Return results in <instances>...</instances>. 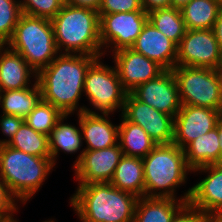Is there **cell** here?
<instances>
[{"instance_id": "obj_1", "label": "cell", "mask_w": 222, "mask_h": 222, "mask_svg": "<svg viewBox=\"0 0 222 222\" xmlns=\"http://www.w3.org/2000/svg\"><path fill=\"white\" fill-rule=\"evenodd\" d=\"M99 57L103 56L59 53L47 67L37 73L42 100L52 104L63 115L85 111L84 105L79 106L85 75L89 66Z\"/></svg>"}, {"instance_id": "obj_2", "label": "cell", "mask_w": 222, "mask_h": 222, "mask_svg": "<svg viewBox=\"0 0 222 222\" xmlns=\"http://www.w3.org/2000/svg\"><path fill=\"white\" fill-rule=\"evenodd\" d=\"M70 198L80 222H134L138 197L110 182L78 184Z\"/></svg>"}, {"instance_id": "obj_3", "label": "cell", "mask_w": 222, "mask_h": 222, "mask_svg": "<svg viewBox=\"0 0 222 222\" xmlns=\"http://www.w3.org/2000/svg\"><path fill=\"white\" fill-rule=\"evenodd\" d=\"M145 196L189 201L191 188L177 198L176 188L187 182L192 170L184 150L176 144H158L143 158ZM159 191V192H158Z\"/></svg>"}, {"instance_id": "obj_4", "label": "cell", "mask_w": 222, "mask_h": 222, "mask_svg": "<svg viewBox=\"0 0 222 222\" xmlns=\"http://www.w3.org/2000/svg\"><path fill=\"white\" fill-rule=\"evenodd\" d=\"M51 22L59 53L103 56L97 11L65 3Z\"/></svg>"}, {"instance_id": "obj_5", "label": "cell", "mask_w": 222, "mask_h": 222, "mask_svg": "<svg viewBox=\"0 0 222 222\" xmlns=\"http://www.w3.org/2000/svg\"><path fill=\"white\" fill-rule=\"evenodd\" d=\"M54 167L51 157L33 156L8 145L0 146V178L24 205L42 188Z\"/></svg>"}, {"instance_id": "obj_6", "label": "cell", "mask_w": 222, "mask_h": 222, "mask_svg": "<svg viewBox=\"0 0 222 222\" xmlns=\"http://www.w3.org/2000/svg\"><path fill=\"white\" fill-rule=\"evenodd\" d=\"M6 45L19 53L36 73L59 55L51 19L23 13Z\"/></svg>"}, {"instance_id": "obj_7", "label": "cell", "mask_w": 222, "mask_h": 222, "mask_svg": "<svg viewBox=\"0 0 222 222\" xmlns=\"http://www.w3.org/2000/svg\"><path fill=\"white\" fill-rule=\"evenodd\" d=\"M181 105L207 107L222 111L220 69L176 65L172 69Z\"/></svg>"}, {"instance_id": "obj_8", "label": "cell", "mask_w": 222, "mask_h": 222, "mask_svg": "<svg viewBox=\"0 0 222 222\" xmlns=\"http://www.w3.org/2000/svg\"><path fill=\"white\" fill-rule=\"evenodd\" d=\"M101 59L97 58L85 75L83 94L95 109L86 107L85 112L110 115L118 109L122 112L128 92L123 88L115 66L106 65Z\"/></svg>"}, {"instance_id": "obj_9", "label": "cell", "mask_w": 222, "mask_h": 222, "mask_svg": "<svg viewBox=\"0 0 222 222\" xmlns=\"http://www.w3.org/2000/svg\"><path fill=\"white\" fill-rule=\"evenodd\" d=\"M99 17L100 41L104 56L106 52L113 53L130 48L148 21V13L145 11L99 14ZM107 48L111 51H107Z\"/></svg>"}, {"instance_id": "obj_10", "label": "cell", "mask_w": 222, "mask_h": 222, "mask_svg": "<svg viewBox=\"0 0 222 222\" xmlns=\"http://www.w3.org/2000/svg\"><path fill=\"white\" fill-rule=\"evenodd\" d=\"M176 65L220 69L222 53L212 29H187L177 46Z\"/></svg>"}, {"instance_id": "obj_11", "label": "cell", "mask_w": 222, "mask_h": 222, "mask_svg": "<svg viewBox=\"0 0 222 222\" xmlns=\"http://www.w3.org/2000/svg\"><path fill=\"white\" fill-rule=\"evenodd\" d=\"M121 113L127 121L142 127L157 145L172 143L175 120L173 116L137 100L131 93L127 94Z\"/></svg>"}, {"instance_id": "obj_12", "label": "cell", "mask_w": 222, "mask_h": 222, "mask_svg": "<svg viewBox=\"0 0 222 222\" xmlns=\"http://www.w3.org/2000/svg\"><path fill=\"white\" fill-rule=\"evenodd\" d=\"M123 151L119 143L99 150H82L73 163L78 184L110 182Z\"/></svg>"}, {"instance_id": "obj_13", "label": "cell", "mask_w": 222, "mask_h": 222, "mask_svg": "<svg viewBox=\"0 0 222 222\" xmlns=\"http://www.w3.org/2000/svg\"><path fill=\"white\" fill-rule=\"evenodd\" d=\"M130 93L137 100L174 118L181 107L178 85L172 70H165L157 78L142 83Z\"/></svg>"}, {"instance_id": "obj_14", "label": "cell", "mask_w": 222, "mask_h": 222, "mask_svg": "<svg viewBox=\"0 0 222 222\" xmlns=\"http://www.w3.org/2000/svg\"><path fill=\"white\" fill-rule=\"evenodd\" d=\"M221 112L207 107L181 105L174 120L172 143L184 149L191 141L215 128Z\"/></svg>"}, {"instance_id": "obj_15", "label": "cell", "mask_w": 222, "mask_h": 222, "mask_svg": "<svg viewBox=\"0 0 222 222\" xmlns=\"http://www.w3.org/2000/svg\"><path fill=\"white\" fill-rule=\"evenodd\" d=\"M114 66L123 88L132 92L144 82L157 78L165 69L131 48H123L112 54Z\"/></svg>"}, {"instance_id": "obj_16", "label": "cell", "mask_w": 222, "mask_h": 222, "mask_svg": "<svg viewBox=\"0 0 222 222\" xmlns=\"http://www.w3.org/2000/svg\"><path fill=\"white\" fill-rule=\"evenodd\" d=\"M192 172L207 173V176L191 187L188 204L205 215H222V162Z\"/></svg>"}, {"instance_id": "obj_17", "label": "cell", "mask_w": 222, "mask_h": 222, "mask_svg": "<svg viewBox=\"0 0 222 222\" xmlns=\"http://www.w3.org/2000/svg\"><path fill=\"white\" fill-rule=\"evenodd\" d=\"M130 48L157 62L165 70H172L176 66L177 45L150 21L146 22Z\"/></svg>"}, {"instance_id": "obj_18", "label": "cell", "mask_w": 222, "mask_h": 222, "mask_svg": "<svg viewBox=\"0 0 222 222\" xmlns=\"http://www.w3.org/2000/svg\"><path fill=\"white\" fill-rule=\"evenodd\" d=\"M109 114L79 113L82 138L86 143L83 150H99L118 144V127L113 124Z\"/></svg>"}, {"instance_id": "obj_19", "label": "cell", "mask_w": 222, "mask_h": 222, "mask_svg": "<svg viewBox=\"0 0 222 222\" xmlns=\"http://www.w3.org/2000/svg\"><path fill=\"white\" fill-rule=\"evenodd\" d=\"M31 78L36 80L37 73L25 59L6 44L0 45V91L27 88L33 84Z\"/></svg>"}, {"instance_id": "obj_20", "label": "cell", "mask_w": 222, "mask_h": 222, "mask_svg": "<svg viewBox=\"0 0 222 222\" xmlns=\"http://www.w3.org/2000/svg\"><path fill=\"white\" fill-rule=\"evenodd\" d=\"M187 203L185 200L143 196L137 199L134 222H171Z\"/></svg>"}, {"instance_id": "obj_21", "label": "cell", "mask_w": 222, "mask_h": 222, "mask_svg": "<svg viewBox=\"0 0 222 222\" xmlns=\"http://www.w3.org/2000/svg\"><path fill=\"white\" fill-rule=\"evenodd\" d=\"M220 139L217 128L191 141L183 150L187 166L194 170L206 165L221 163Z\"/></svg>"}, {"instance_id": "obj_22", "label": "cell", "mask_w": 222, "mask_h": 222, "mask_svg": "<svg viewBox=\"0 0 222 222\" xmlns=\"http://www.w3.org/2000/svg\"><path fill=\"white\" fill-rule=\"evenodd\" d=\"M110 183L138 198L145 196L143 159L123 155Z\"/></svg>"}, {"instance_id": "obj_23", "label": "cell", "mask_w": 222, "mask_h": 222, "mask_svg": "<svg viewBox=\"0 0 222 222\" xmlns=\"http://www.w3.org/2000/svg\"><path fill=\"white\" fill-rule=\"evenodd\" d=\"M23 89L0 91V108L2 114H10L23 119L42 100V93L37 80Z\"/></svg>"}, {"instance_id": "obj_24", "label": "cell", "mask_w": 222, "mask_h": 222, "mask_svg": "<svg viewBox=\"0 0 222 222\" xmlns=\"http://www.w3.org/2000/svg\"><path fill=\"white\" fill-rule=\"evenodd\" d=\"M70 115H63L56 123L55 128L51 131L49 135V149L51 153V161L56 165V160L59 152L74 154L78 152L82 146V130L79 124V114L78 125L79 128L71 125L70 123H64Z\"/></svg>"}, {"instance_id": "obj_25", "label": "cell", "mask_w": 222, "mask_h": 222, "mask_svg": "<svg viewBox=\"0 0 222 222\" xmlns=\"http://www.w3.org/2000/svg\"><path fill=\"white\" fill-rule=\"evenodd\" d=\"M118 127V143L124 155L144 158L157 145L146 131L122 115Z\"/></svg>"}, {"instance_id": "obj_26", "label": "cell", "mask_w": 222, "mask_h": 222, "mask_svg": "<svg viewBox=\"0 0 222 222\" xmlns=\"http://www.w3.org/2000/svg\"><path fill=\"white\" fill-rule=\"evenodd\" d=\"M180 10L187 29H213L222 4L217 0H191Z\"/></svg>"}, {"instance_id": "obj_27", "label": "cell", "mask_w": 222, "mask_h": 222, "mask_svg": "<svg viewBox=\"0 0 222 222\" xmlns=\"http://www.w3.org/2000/svg\"><path fill=\"white\" fill-rule=\"evenodd\" d=\"M148 21L177 46L187 31L181 10L173 7L150 11Z\"/></svg>"}, {"instance_id": "obj_28", "label": "cell", "mask_w": 222, "mask_h": 222, "mask_svg": "<svg viewBox=\"0 0 222 222\" xmlns=\"http://www.w3.org/2000/svg\"><path fill=\"white\" fill-rule=\"evenodd\" d=\"M7 145L33 156L51 157L49 136L35 131L26 122L21 125Z\"/></svg>"}, {"instance_id": "obj_29", "label": "cell", "mask_w": 222, "mask_h": 222, "mask_svg": "<svg viewBox=\"0 0 222 222\" xmlns=\"http://www.w3.org/2000/svg\"><path fill=\"white\" fill-rule=\"evenodd\" d=\"M63 114L52 104L41 100L26 116L25 122L35 131L50 135Z\"/></svg>"}, {"instance_id": "obj_30", "label": "cell", "mask_w": 222, "mask_h": 222, "mask_svg": "<svg viewBox=\"0 0 222 222\" xmlns=\"http://www.w3.org/2000/svg\"><path fill=\"white\" fill-rule=\"evenodd\" d=\"M21 14L19 0H0V45L11 39Z\"/></svg>"}, {"instance_id": "obj_31", "label": "cell", "mask_w": 222, "mask_h": 222, "mask_svg": "<svg viewBox=\"0 0 222 222\" xmlns=\"http://www.w3.org/2000/svg\"><path fill=\"white\" fill-rule=\"evenodd\" d=\"M23 14L52 19L61 10L66 0H19Z\"/></svg>"}, {"instance_id": "obj_32", "label": "cell", "mask_w": 222, "mask_h": 222, "mask_svg": "<svg viewBox=\"0 0 222 222\" xmlns=\"http://www.w3.org/2000/svg\"><path fill=\"white\" fill-rule=\"evenodd\" d=\"M144 11L141 0H102L99 14Z\"/></svg>"}, {"instance_id": "obj_33", "label": "cell", "mask_w": 222, "mask_h": 222, "mask_svg": "<svg viewBox=\"0 0 222 222\" xmlns=\"http://www.w3.org/2000/svg\"><path fill=\"white\" fill-rule=\"evenodd\" d=\"M18 200L10 192L7 185L0 178V219H8L18 212Z\"/></svg>"}, {"instance_id": "obj_34", "label": "cell", "mask_w": 222, "mask_h": 222, "mask_svg": "<svg viewBox=\"0 0 222 222\" xmlns=\"http://www.w3.org/2000/svg\"><path fill=\"white\" fill-rule=\"evenodd\" d=\"M0 130L5 135L6 139H0V146L7 145L12 137L17 133L25 119L10 114H1L0 116Z\"/></svg>"}, {"instance_id": "obj_35", "label": "cell", "mask_w": 222, "mask_h": 222, "mask_svg": "<svg viewBox=\"0 0 222 222\" xmlns=\"http://www.w3.org/2000/svg\"><path fill=\"white\" fill-rule=\"evenodd\" d=\"M205 214L188 203L175 215L171 222H202Z\"/></svg>"}, {"instance_id": "obj_36", "label": "cell", "mask_w": 222, "mask_h": 222, "mask_svg": "<svg viewBox=\"0 0 222 222\" xmlns=\"http://www.w3.org/2000/svg\"><path fill=\"white\" fill-rule=\"evenodd\" d=\"M143 9L146 13L155 9L170 8L172 0H141Z\"/></svg>"}, {"instance_id": "obj_37", "label": "cell", "mask_w": 222, "mask_h": 222, "mask_svg": "<svg viewBox=\"0 0 222 222\" xmlns=\"http://www.w3.org/2000/svg\"><path fill=\"white\" fill-rule=\"evenodd\" d=\"M66 3L75 7H82L99 11L102 0H66Z\"/></svg>"}, {"instance_id": "obj_38", "label": "cell", "mask_w": 222, "mask_h": 222, "mask_svg": "<svg viewBox=\"0 0 222 222\" xmlns=\"http://www.w3.org/2000/svg\"><path fill=\"white\" fill-rule=\"evenodd\" d=\"M213 32L216 36V39L219 43V47L222 53V10L219 13V16L213 26Z\"/></svg>"}, {"instance_id": "obj_39", "label": "cell", "mask_w": 222, "mask_h": 222, "mask_svg": "<svg viewBox=\"0 0 222 222\" xmlns=\"http://www.w3.org/2000/svg\"><path fill=\"white\" fill-rule=\"evenodd\" d=\"M218 134H219V139H220V152H221V162H222V112L220 113L218 120H217V125H216Z\"/></svg>"}, {"instance_id": "obj_40", "label": "cell", "mask_w": 222, "mask_h": 222, "mask_svg": "<svg viewBox=\"0 0 222 222\" xmlns=\"http://www.w3.org/2000/svg\"><path fill=\"white\" fill-rule=\"evenodd\" d=\"M191 0H172L171 7L176 9H182Z\"/></svg>"}, {"instance_id": "obj_41", "label": "cell", "mask_w": 222, "mask_h": 222, "mask_svg": "<svg viewBox=\"0 0 222 222\" xmlns=\"http://www.w3.org/2000/svg\"><path fill=\"white\" fill-rule=\"evenodd\" d=\"M202 222H222V215H206Z\"/></svg>"}, {"instance_id": "obj_42", "label": "cell", "mask_w": 222, "mask_h": 222, "mask_svg": "<svg viewBox=\"0 0 222 222\" xmlns=\"http://www.w3.org/2000/svg\"><path fill=\"white\" fill-rule=\"evenodd\" d=\"M0 222H18V220L14 219V217L8 219H0Z\"/></svg>"}, {"instance_id": "obj_43", "label": "cell", "mask_w": 222, "mask_h": 222, "mask_svg": "<svg viewBox=\"0 0 222 222\" xmlns=\"http://www.w3.org/2000/svg\"><path fill=\"white\" fill-rule=\"evenodd\" d=\"M43 222H55V220H51V219L49 220V219H48V220L43 221Z\"/></svg>"}]
</instances>
